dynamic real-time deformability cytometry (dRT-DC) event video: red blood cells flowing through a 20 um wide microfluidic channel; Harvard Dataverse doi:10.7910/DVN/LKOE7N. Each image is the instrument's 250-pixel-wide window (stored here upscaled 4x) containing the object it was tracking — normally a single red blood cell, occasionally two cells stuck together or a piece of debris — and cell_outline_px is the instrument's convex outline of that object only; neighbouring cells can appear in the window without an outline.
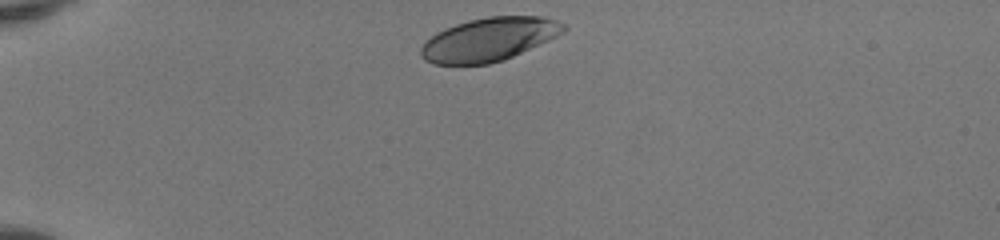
{"species": "human", "species_latin": "Homo sapiens", "temperature_condition": "room temperature", "stored_images_in_passage": 33, "camera_frame_rate_fps": 3000, "um_per_image_px": 0.085, "donor": {"sex": "female"}, "frame": {"image": 1, "passage_image": 1, "time_ms": 0.0, "image_size_px": [1000, 240], "cell_outline_px": [[568, 28], [564, 32], [548, 40], [504, 60], [488, 64], [432, 64], [424, 60], [420, 56], [420, 48], [436, 32], [444, 28], [456, 24], [488, 16], [544, 16], [556, 20], [564, 24]], "centroid_in_image_um": [41.56, 3.35], "position_along_channel_um": 43.4, "area_um2": 35.95}}
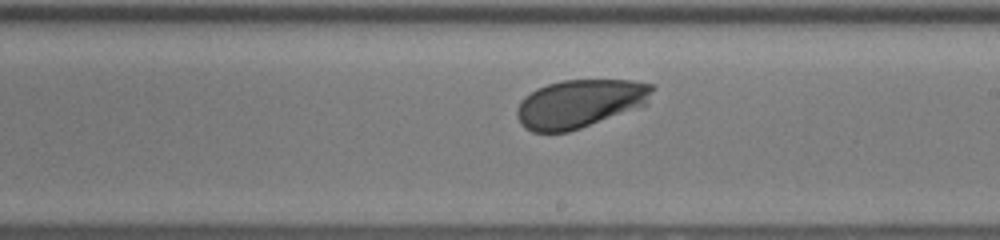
{"frame": {"image": 2, "passage_image": 19, "time_ms": 6.0, "image_size_px": [1000, 240], "cell_outline_px": [[656, 88], [648, 104], [580, 128], [568, 132], [532, 132], [524, 128], [520, 124], [516, 116], [516, 112], [520, 100], [524, 96], [536, 88], [548, 84], [564, 80], [632, 80], [652, 84]], "centroid_in_image_um": [49.29, 8.8], "position_along_channel_um": 239.7, "area_um2": 38.32}}
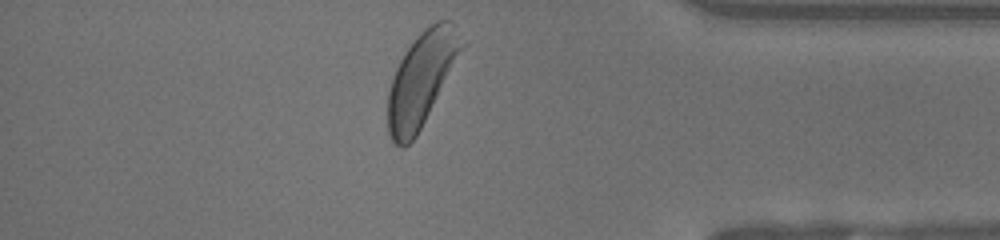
{"frame": {"image": 3, "passage_image": 32, "time_ms": 10.333, "image_size_px": [1000, 240], "cell_outline_px": [[468, 44], [416, 136], [404, 148], [400, 148], [392, 140], [388, 132], [388, 92], [392, 76], [404, 52], [420, 32], [436, 20], [448, 20], [452, 24]], "centroid_in_image_um": [35.86, 6.7], "position_along_channel_um": 399.3, "area_um2": 40.52}, "authors_computed_cell_mechanics": {"area_um2": 38.3214, "velocity_mm_per_s": 4.101, "shape_relaxation_time_tau1_ms": 1.4847, "shape_relaxation_time_tau2_ms": null, "deformation_change_tau1": 0.1091, "deformation_change_tau2": null}}